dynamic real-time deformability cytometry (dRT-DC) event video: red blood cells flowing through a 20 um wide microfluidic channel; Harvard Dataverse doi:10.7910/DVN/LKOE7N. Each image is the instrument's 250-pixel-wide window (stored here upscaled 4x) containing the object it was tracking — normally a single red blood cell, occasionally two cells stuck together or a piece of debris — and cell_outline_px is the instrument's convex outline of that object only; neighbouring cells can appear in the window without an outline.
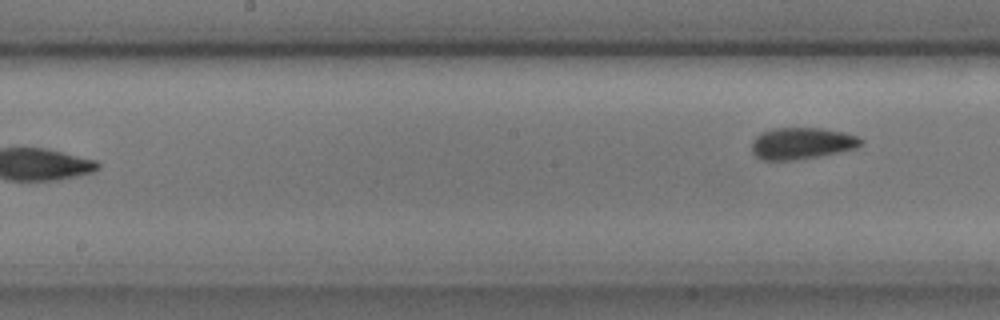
{"species": "common noctule bat (a hibernating species)", "species_latin": "Nyctalus noctula", "temperature_condition": "cold", "stored_images_in_passage": 7, "camera_frame_rate_fps": 3000, "um_per_image_px": 0.085, "animal": {"sex": "male", "body_mass_g": 17.9, "forearm_length_mm": 54.2}, "frame": {"image": 1, "passage_image": 7, "time_ms": 2.0, "image_size_px": [1000, 320], "cell_outline_px": [[864, 144], [856, 148], [816, 156], [792, 160], [764, 160], [756, 156], [752, 152], [752, 140], [760, 132], [776, 128], [820, 128], [844, 132], [856, 136], [864, 140]], "centroid_in_image_um": [68.14, 12.17], "position_along_channel_um": 180.1, "area_um2": 20.0}}